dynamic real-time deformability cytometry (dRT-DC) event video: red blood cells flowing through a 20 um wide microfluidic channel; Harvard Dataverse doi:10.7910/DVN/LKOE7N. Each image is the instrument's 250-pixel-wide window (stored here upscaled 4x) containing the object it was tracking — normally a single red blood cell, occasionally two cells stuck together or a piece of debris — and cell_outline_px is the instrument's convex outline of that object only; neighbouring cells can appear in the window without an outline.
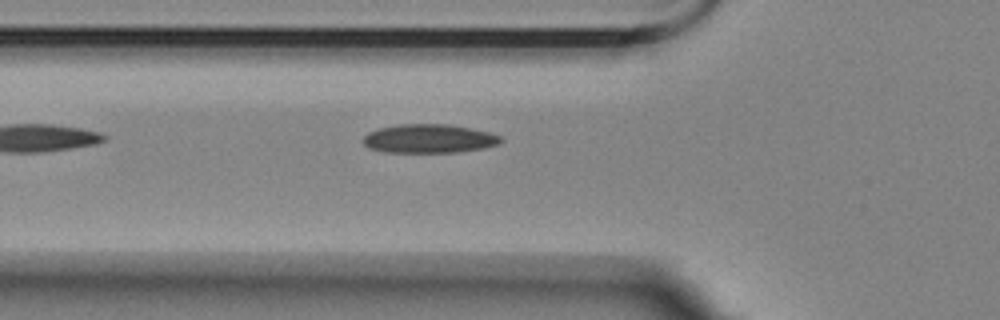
{"species": "Egyptian fruit bat (a non-hibernating species)", "species_latin": "Rousettus aegyptiacus", "temperature_condition": "room temperature", "stored_images_in_passage": 4, "camera_frame_rate_fps": 3000, "um_per_image_px": 0.085, "animal": {"sex": "female"}, "frame": {"image": 1, "passage_image": 4, "time_ms": 4.333, "image_size_px": [1000, 320], "cell_outline_px": [[504, 140], [500, 144], [484, 148], [460, 152], [384, 152], [368, 148], [364, 144], [364, 136], [368, 132], [376, 128], [400, 124], [448, 124], [488, 132], [500, 136]], "centroid_in_image_um": [36.46, 11.79], "position_along_channel_um": 89.3, "area_um2": 23.18}}